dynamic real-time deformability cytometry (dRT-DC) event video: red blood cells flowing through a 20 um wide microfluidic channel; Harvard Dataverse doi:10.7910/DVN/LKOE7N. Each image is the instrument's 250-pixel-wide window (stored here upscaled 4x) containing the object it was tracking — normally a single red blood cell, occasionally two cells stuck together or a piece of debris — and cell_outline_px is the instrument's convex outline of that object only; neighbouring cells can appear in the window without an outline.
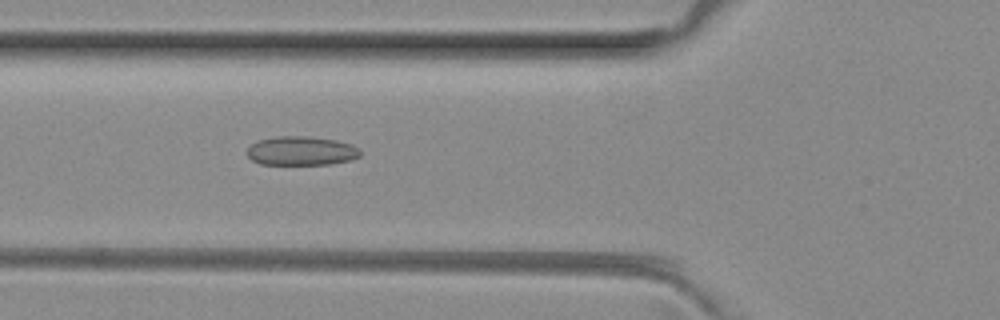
{"species": "common noctule bat (a hibernating species)", "species_latin": "Nyctalus noctula", "temperature_condition": "room temperature", "stored_images_in_passage": 4, "camera_frame_rate_fps": 3000, "um_per_image_px": 0.085, "animal": {"sex": "female", "body_mass_g": 29.2, "forearm_length_mm": 56.3}, "frame": {"image": 1, "passage_image": 3, "time_ms": 0.667, "image_size_px": [1000, 320], "cell_outline_px": [[360, 156], [352, 160], [332, 164], [260, 164], [252, 160], [248, 156], [248, 148], [256, 140], [276, 136], [308, 136], [336, 140], [352, 144], [360, 148]], "centroid_in_image_um": [25.64, 12.82], "position_along_channel_um": 100.2, "area_um2": 19.31}}